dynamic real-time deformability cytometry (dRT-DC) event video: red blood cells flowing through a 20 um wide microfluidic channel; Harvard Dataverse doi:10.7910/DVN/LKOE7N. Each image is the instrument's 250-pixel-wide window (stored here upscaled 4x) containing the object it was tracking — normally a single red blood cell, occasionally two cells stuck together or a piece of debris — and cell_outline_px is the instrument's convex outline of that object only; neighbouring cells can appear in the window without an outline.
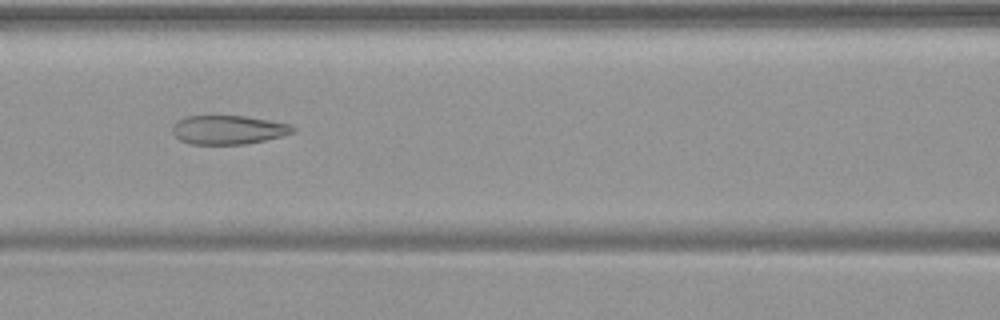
{"species": "common noctule bat (a hibernating species)", "species_latin": "Nyctalus noctula", "temperature_condition": "warm", "stored_images_in_passage": 51, "camera_frame_rate_fps": 3000, "um_per_image_px": 0.085, "animal": {"sex": "female", "body_mass_g": 19.9}, "frame": {"image": 1, "passage_image": 23, "time_ms": 7.333, "image_size_px": [1000, 320], "cell_outline_px": [[296, 132], [284, 136], [244, 144], [188, 144], [180, 140], [172, 132], [172, 124], [176, 120], [188, 116], [244, 116], [292, 124], [296, 128]], "centroid_in_image_um": [19.42, 11.03], "position_along_channel_um": 147.2, "area_um2": 20.46}}
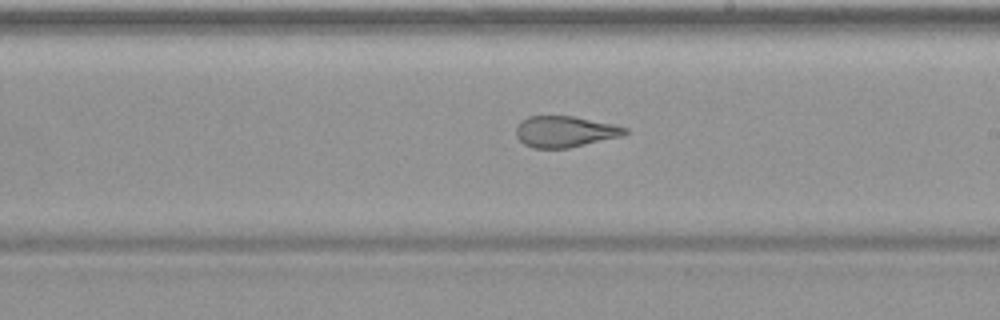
{"frame": {"image": 2, "passage_image": 30, "time_ms": 9.667, "image_size_px": [1000, 320], "cell_outline_px": [[628, 132], [624, 136], [568, 148], [532, 148], [524, 144], [516, 136], [516, 128], [520, 120], [528, 116], [572, 116], [612, 124], [628, 128]], "centroid_in_image_um": [48.01, 11.19], "position_along_channel_um": 241.0, "area_um2": 19.83}}
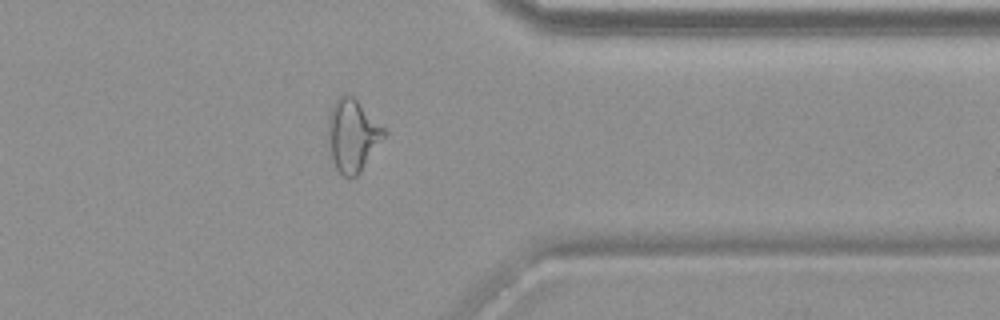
{"frame": {"image": 3, "passage_image": 41, "time_ms": 13.333, "image_size_px": [1000, 320], "cell_outline_px": [[388, 132], [360, 172], [356, 176], [344, 176], [336, 168], [332, 160], [328, 144], [328, 116], [336, 100], [340, 96], [348, 92]], "centroid_in_image_um": [29.95, 11.51], "position_along_channel_um": 381.4, "area_um2": 23.24}}